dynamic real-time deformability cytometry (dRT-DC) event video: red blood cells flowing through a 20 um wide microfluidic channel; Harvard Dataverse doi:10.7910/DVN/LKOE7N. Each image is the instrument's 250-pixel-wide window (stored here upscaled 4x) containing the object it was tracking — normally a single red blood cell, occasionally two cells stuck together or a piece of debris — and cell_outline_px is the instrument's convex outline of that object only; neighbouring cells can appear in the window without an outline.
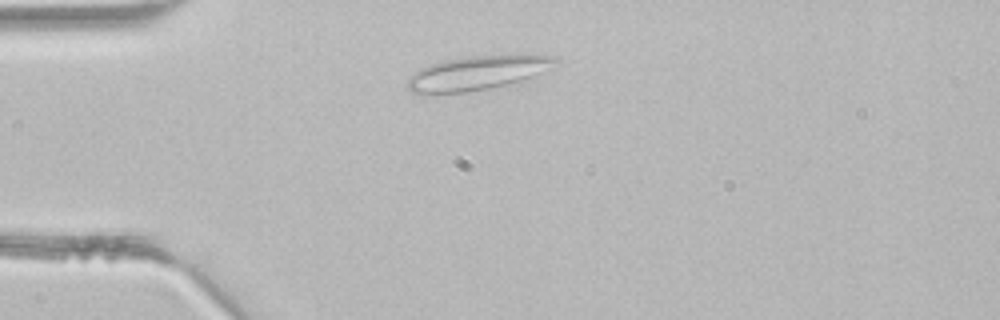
{"species": "common noctule bat (a hibernating species)", "species_latin": "Nyctalus noctula", "temperature_condition": "room temperature", "stored_images_in_passage": 2, "camera_frame_rate_fps": 3000, "um_per_image_px": 0.085, "animal": {"sex": "male", "body_mass_g": 21.5, "forearm_length_mm": 52.0}, "frame": {"image": 1, "passage_image": 2, "time_ms": 0.333, "image_size_px": [1000, 320], "cell_outline_px": [[556, 60], [540, 72], [520, 84], [468, 92], [412, 92], [408, 88], [408, 76], [420, 68], [428, 64], [444, 60], [468, 56], [508, 52], [532, 52], [556, 56]], "centroid_in_image_um": [40.69, 6.14], "position_along_channel_um": 44.3, "area_um2": 30.52}}